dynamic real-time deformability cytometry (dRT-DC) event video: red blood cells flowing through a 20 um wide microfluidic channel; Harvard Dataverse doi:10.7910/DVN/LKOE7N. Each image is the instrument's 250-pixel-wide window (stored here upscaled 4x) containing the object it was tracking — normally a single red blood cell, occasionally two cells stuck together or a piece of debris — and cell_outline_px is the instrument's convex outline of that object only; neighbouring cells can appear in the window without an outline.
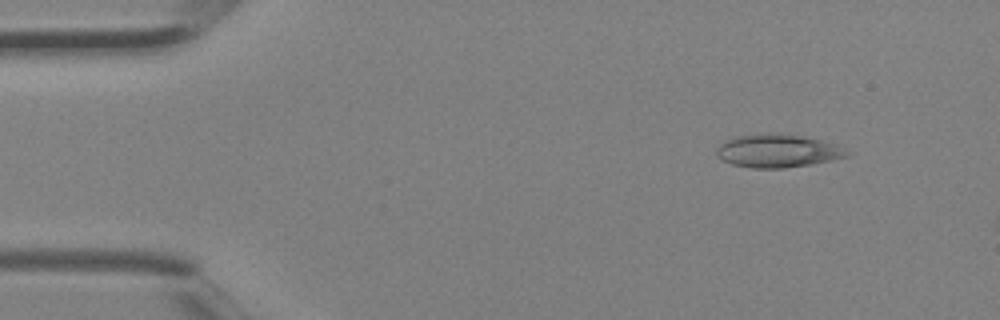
{"species": "Egyptian fruit bat (a non-hibernating species)", "species_latin": "Rousettus aegyptiacus", "temperature_condition": "room temperature", "stored_images_in_passage": 3, "camera_frame_rate_fps": 3000, "um_per_image_px": 0.085, "animal": {"sex": "female"}, "frame": {"image": 1, "passage_image": 1, "time_ms": 0.0, "image_size_px": [1000, 320], "cell_outline_px": [[852, 152], [848, 156], [832, 160], [784, 168], [752, 168], [732, 164], [720, 160], [716, 156], [716, 148], [724, 140], [732, 136], [760, 132], [800, 136], [820, 140], [836, 144]], "centroid_in_image_um": [66.04, 12.81], "position_along_channel_um": 19.0, "area_um2": 25.43}}